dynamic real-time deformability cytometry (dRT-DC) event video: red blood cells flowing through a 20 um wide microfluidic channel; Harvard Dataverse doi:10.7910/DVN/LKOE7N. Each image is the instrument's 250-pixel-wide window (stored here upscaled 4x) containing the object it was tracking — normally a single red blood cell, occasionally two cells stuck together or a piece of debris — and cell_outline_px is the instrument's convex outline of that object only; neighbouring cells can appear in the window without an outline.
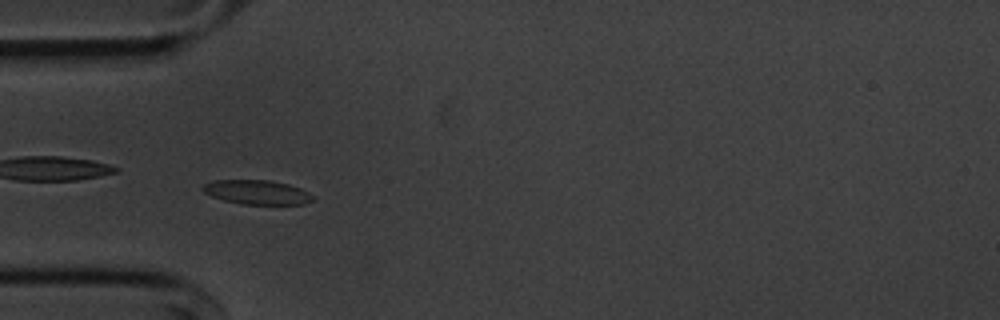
{"species": "common noctule bat (a hibernating species)", "species_latin": "Nyctalus noctula", "temperature_condition": "cold", "stored_images_in_passage": 53, "camera_frame_rate_fps": 3000, "um_per_image_px": 0.085, "animal": {"sex": "male", "body_mass_g": 20.1, "forearm_length_mm": 53.5}, "frame": {"image": 1, "passage_image": 14, "time_ms": 4.333, "image_size_px": [1000, 320], "cell_outline_px": [[316, 200], [304, 204], [240, 204], [224, 200], [212, 196], [204, 192], [200, 188], [204, 184], [212, 180], [268, 180], [288, 184], [300, 188], [316, 196]], "centroid_in_image_um": [21.87, 16.34], "position_along_channel_um": 63.1, "area_um2": 15.72}}
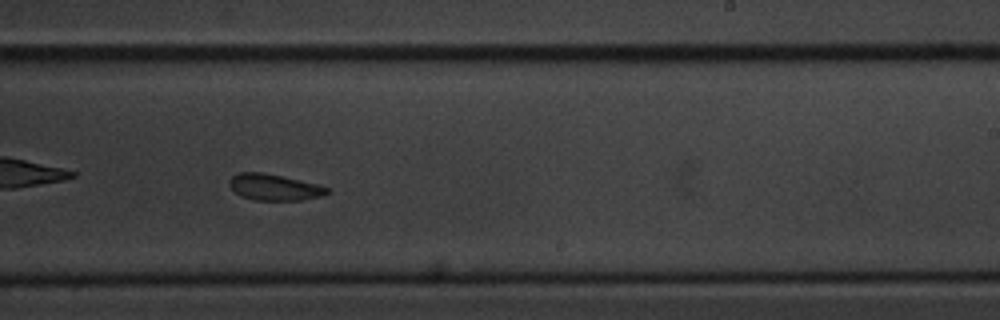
{"frame": {"image": 2, "passage_image": 31, "time_ms": 10.0, "image_size_px": [1000, 320], "cell_outline_px": [[332, 192], [320, 196], [300, 200], [256, 200], [240, 196], [228, 184], [228, 180], [232, 176], [240, 172], [264, 172], [316, 184], [328, 188]], "centroid_in_image_um": [23.28, 15.91], "position_along_channel_um": 265.7, "area_um2": 14.85}}
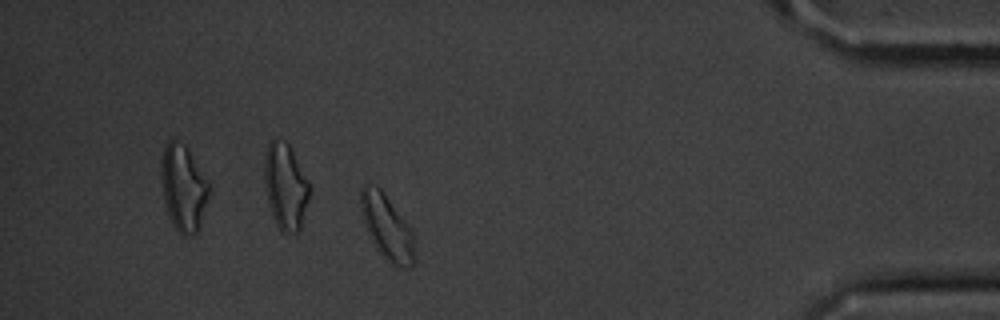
{"frame": {"image": 3, "passage_image": 46, "time_ms": 15.0, "image_size_px": [1000, 320], "cell_outline_px": [[416, 264], [408, 268], [392, 268], [384, 260], [372, 244], [364, 224], [360, 208], [360, 192], [364, 184], [368, 184], [380, 188], [384, 192], [416, 236]], "centroid_in_image_um": [32.93, 19.43], "position_along_channel_um": 402.3, "area_um2": 21.39}, "authors_computed_cell_mechanics": {"area_um2": 16.2996, "velocity_mm_per_s": 3.5922, "shape_relaxation_time_tau1_ms": 4.1127, "shape_relaxation_time_tau2_ms": 4.3551, "deformation_change_tau1": 0.0723, "deformation_change_tau2": 0.0751}}